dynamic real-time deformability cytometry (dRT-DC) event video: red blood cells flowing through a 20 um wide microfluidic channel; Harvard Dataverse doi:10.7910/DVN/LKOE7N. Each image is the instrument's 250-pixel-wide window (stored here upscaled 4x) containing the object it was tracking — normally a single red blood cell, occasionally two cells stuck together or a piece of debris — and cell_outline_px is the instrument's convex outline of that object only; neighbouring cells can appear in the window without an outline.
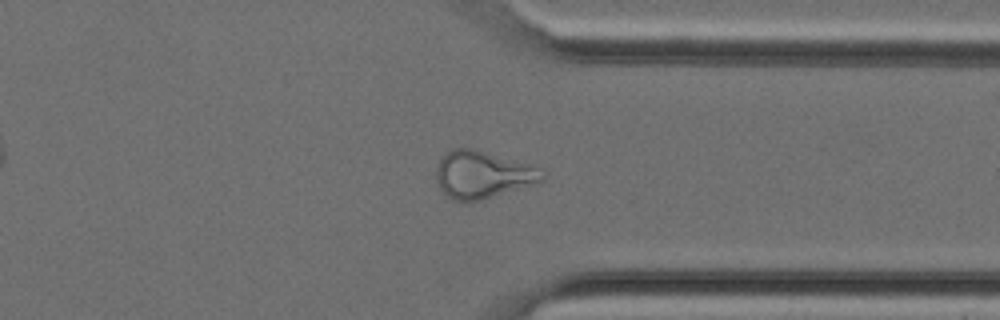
{"species": "Egyptian fruit bat (a non-hibernating species)", "species_latin": "Rousettus aegyptiacus", "temperature_condition": "cold", "stored_images_in_passage": 37, "camera_frame_rate_fps": 3000, "um_per_image_px": 0.085, "animal": {"sex": "female"}, "frame": {"image": 1, "passage_image": 28, "time_ms": 9.0, "image_size_px": [1000, 320], "cell_outline_px": [[544, 180], [532, 184], [480, 200], [452, 200], [440, 188], [436, 180], [436, 168], [440, 160], [452, 148], [472, 148], [540, 168], [544, 176]], "centroid_in_image_um": [40.98, 14.84], "position_along_channel_um": 370.4, "area_um2": 28.44}}
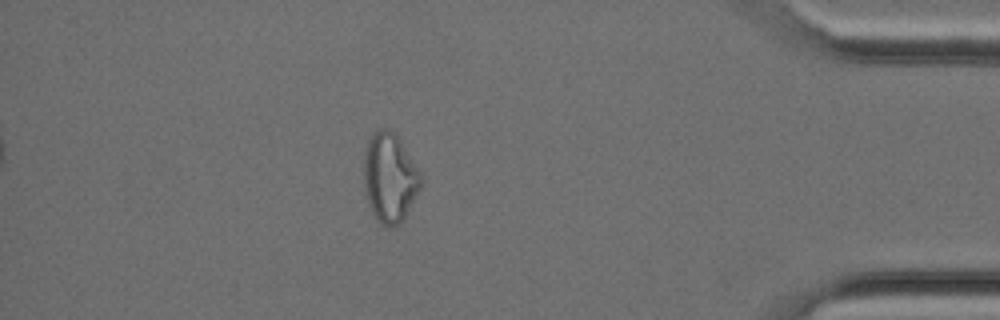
{"frame": {"image": 2, "passage_image": 32, "time_ms": 10.333, "image_size_px": [1000, 320], "cell_outline_px": [[420, 188], [400, 224], [380, 224], [376, 220], [368, 204], [364, 188], [364, 152], [368, 140], [376, 128], [388, 128], [400, 140], [420, 172]], "centroid_in_image_um": [33.09, 15.07], "position_along_channel_um": 402.1, "area_um2": 29.25}}